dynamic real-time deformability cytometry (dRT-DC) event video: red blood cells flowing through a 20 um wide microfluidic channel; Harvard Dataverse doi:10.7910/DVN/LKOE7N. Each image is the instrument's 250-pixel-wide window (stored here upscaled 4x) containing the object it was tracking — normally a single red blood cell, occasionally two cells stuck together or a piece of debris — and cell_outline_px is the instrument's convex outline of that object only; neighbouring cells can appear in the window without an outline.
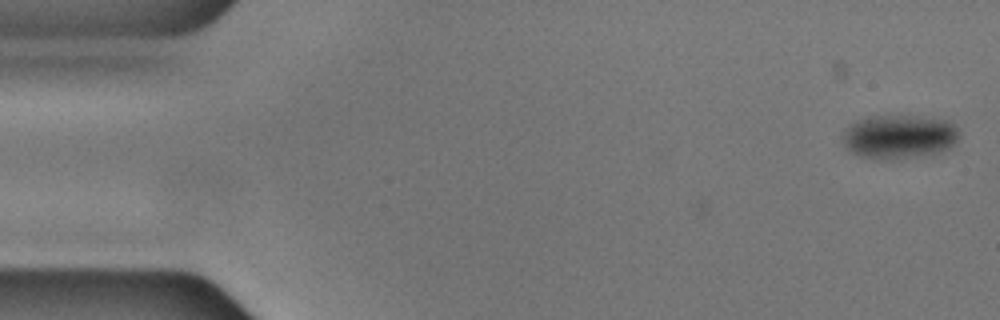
{"species": "common noctule bat (a hibernating species)", "species_latin": "Nyctalus noctula", "temperature_condition": "cold", "stored_images_in_passage": 2, "camera_frame_rate_fps": 3000, "um_per_image_px": 0.085, "animal": {"sex": "male", "body_mass_g": 17.9, "forearm_length_mm": 54.2}, "frame": {"image": 1, "passage_image": 2, "time_ms": 0.333, "image_size_px": [1000, 320], "cell_outline_px": [[960, 136], [948, 148], [936, 152], [916, 156], [872, 160], [860, 156], [852, 152], [840, 140], [844, 132], [852, 124], [860, 120], [876, 116], [912, 116], [948, 120], [956, 124], [960, 132]], "centroid_in_image_um": [76.44, 11.61], "position_along_channel_um": 8.6, "area_um2": 29.42}}